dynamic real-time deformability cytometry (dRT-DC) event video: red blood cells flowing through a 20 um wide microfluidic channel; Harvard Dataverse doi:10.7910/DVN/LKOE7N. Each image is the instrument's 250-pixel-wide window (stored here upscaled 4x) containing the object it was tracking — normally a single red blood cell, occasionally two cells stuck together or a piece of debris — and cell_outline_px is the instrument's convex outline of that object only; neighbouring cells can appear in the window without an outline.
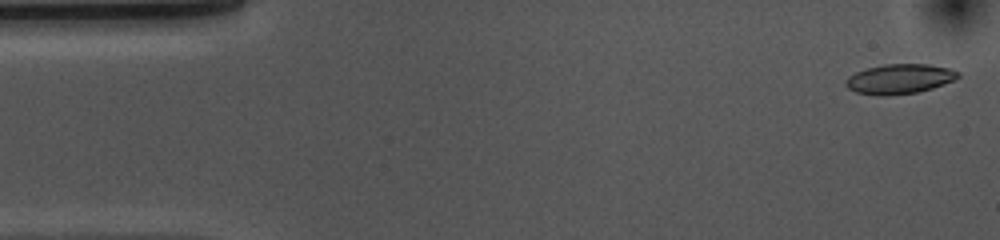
{"species": "common noctule bat (a hibernating species)", "species_latin": "Nyctalus noctula", "temperature_condition": "cold", "stored_images_in_passage": 8, "camera_frame_rate_fps": 3000, "um_per_image_px": 0.085, "animal": {"sex": "female", "body_mass_g": 10.0, "forearm_length_mm": 53.1}, "frame": {"image": 1, "passage_image": 1, "time_ms": 0.0, "image_size_px": [1000, 240], "cell_outline_px": [[960, 76], [944, 84], [932, 88], [916, 92], [884, 96], [876, 96], [856, 92], [848, 88], [844, 84], [844, 80], [848, 76], [856, 72], [868, 68], [884, 64], [928, 64], [948, 68], [960, 72]], "centroid_in_image_um": [76.42, 6.71], "position_along_channel_um": 8.6, "area_um2": 19.48}}